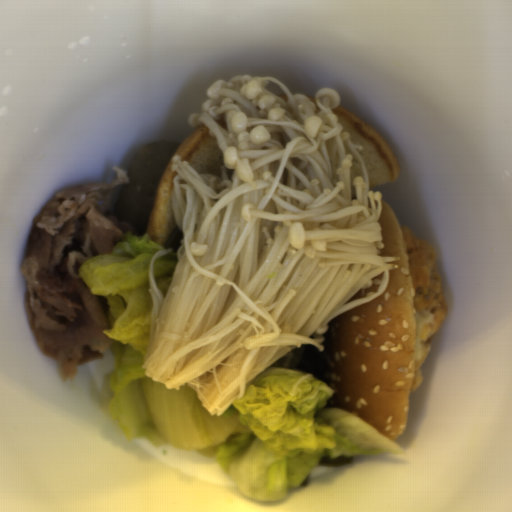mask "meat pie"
Listing matches in <instances>:
<instances>
[{
	"instance_id": "b5893723",
	"label": "meat pie",
	"mask_w": 512,
	"mask_h": 512,
	"mask_svg": "<svg viewBox=\"0 0 512 512\" xmlns=\"http://www.w3.org/2000/svg\"><path fill=\"white\" fill-rule=\"evenodd\" d=\"M411 276L414 296V349L410 391L421 383L422 365L448 314L434 248L406 224L399 226Z\"/></svg>"
}]
</instances>
